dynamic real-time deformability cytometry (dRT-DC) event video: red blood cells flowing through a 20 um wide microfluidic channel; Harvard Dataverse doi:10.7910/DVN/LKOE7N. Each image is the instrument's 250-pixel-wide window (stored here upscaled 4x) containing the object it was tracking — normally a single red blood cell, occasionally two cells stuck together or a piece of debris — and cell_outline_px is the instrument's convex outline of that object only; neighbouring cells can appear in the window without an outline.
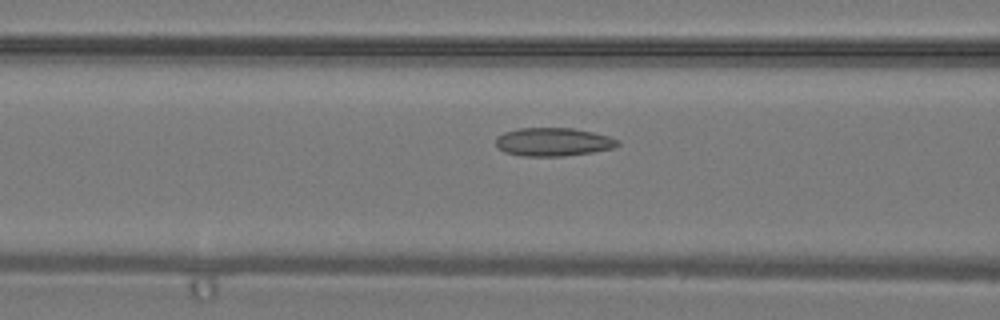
{"species": "common noctule bat (a hibernating species)", "species_latin": "Nyctalus noctula", "temperature_condition": "warm", "stored_images_in_passage": 38, "camera_frame_rate_fps": 3000, "um_per_image_px": 0.085, "animal": {"sex": "male", "body_mass_g": 19.2, "forearm_length_mm": 51.8}, "frame": {"image": 1, "passage_image": 15, "time_ms": 4.667, "image_size_px": [1000, 320], "cell_outline_px": [[620, 144], [616, 148], [592, 152], [564, 156], [520, 156], [504, 152], [496, 144], [496, 136], [504, 132], [516, 128], [572, 128], [592, 132], [608, 136], [620, 140]], "centroid_in_image_um": [47.03, 12.06], "position_along_channel_um": 119.6, "area_um2": 20.29}}
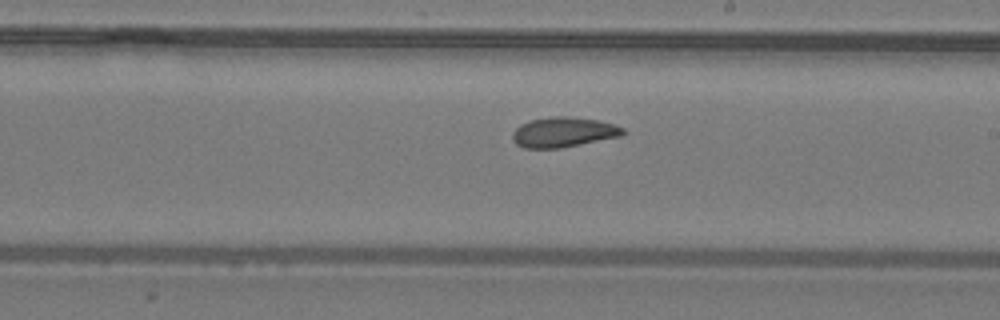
{"frame": {"image": 2, "passage_image": 22, "time_ms": 7.0, "image_size_px": [1000, 320], "cell_outline_px": [[624, 136], [560, 148], [524, 148], [516, 144], [512, 140], [512, 132], [520, 124], [528, 120], [556, 116], [568, 116], [596, 120], [616, 124], [624, 128]], "centroid_in_image_um": [47.89, 11.23], "position_along_channel_um": 241.1, "area_um2": 19.54}}
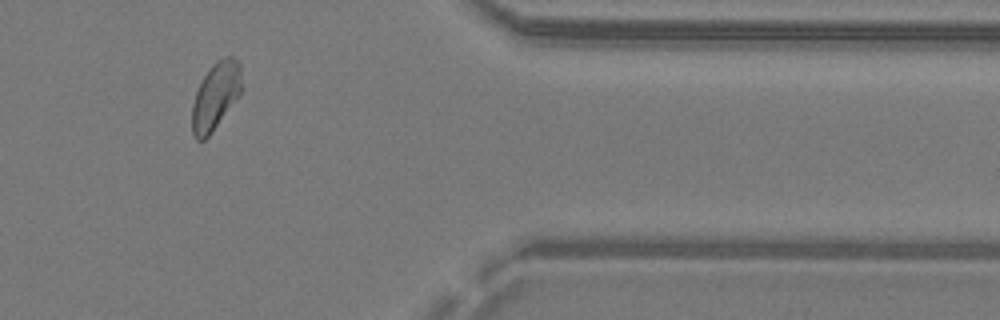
{"frame": {"image": 3, "passage_image": 32, "time_ms": 10.333, "image_size_px": [1000, 320], "cell_outline_px": [[244, 88], [240, 96], [212, 132], [204, 140], [196, 140], [192, 136], [192, 104], [196, 92], [204, 76], [212, 64], [216, 60], [224, 56], [232, 56], [240, 64]], "centroid_in_image_um": [18.36, 8.15], "position_along_channel_um": 393.0, "area_um2": 19.88}}